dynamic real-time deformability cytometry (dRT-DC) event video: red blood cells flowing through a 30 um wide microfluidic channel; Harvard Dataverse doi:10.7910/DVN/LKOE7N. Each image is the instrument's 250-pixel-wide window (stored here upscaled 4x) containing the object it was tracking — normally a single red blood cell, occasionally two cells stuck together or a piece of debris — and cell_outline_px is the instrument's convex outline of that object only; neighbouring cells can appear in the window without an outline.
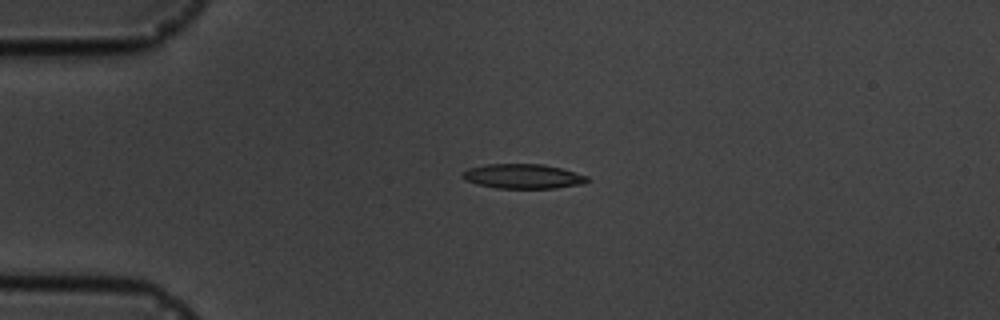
{"species": "common noctule bat (a hibernating species)", "species_latin": "Nyctalus noctula", "temperature_condition": "cold", "stored_images_in_passage": 5, "camera_frame_rate_fps": 3000, "um_per_image_px": 0.085, "animal": {"sex": "male", "body_mass_g": 19.5, "forearm_length_mm": 54.6}, "frame": {"image": 1, "passage_image": 4, "time_ms": 3.333, "image_size_px": [1000, 320], "cell_outline_px": [[588, 180], [584, 184], [556, 188], [496, 188], [476, 184], [464, 180], [460, 176], [468, 168], [488, 164], [544, 164], [560, 168], [588, 176]], "centroid_in_image_um": [44.43, 14.99], "position_along_channel_um": 40.6, "area_um2": 17.92}}